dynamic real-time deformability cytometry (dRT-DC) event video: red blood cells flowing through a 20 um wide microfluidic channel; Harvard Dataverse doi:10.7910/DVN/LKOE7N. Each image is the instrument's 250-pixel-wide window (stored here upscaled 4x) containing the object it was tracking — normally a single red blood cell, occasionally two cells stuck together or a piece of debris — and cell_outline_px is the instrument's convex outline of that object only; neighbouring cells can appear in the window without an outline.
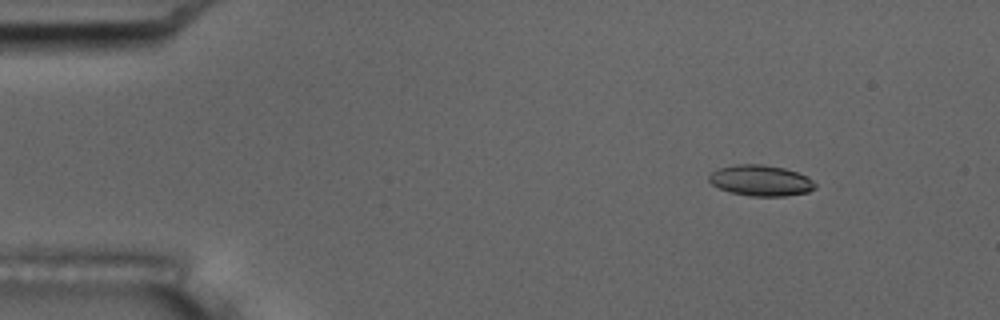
{"species": "common noctule bat (a hibernating species)", "species_latin": "Nyctalus noctula", "temperature_condition": "room temperature", "stored_images_in_passage": 4, "camera_frame_rate_fps": 3000, "um_per_image_px": 0.085, "animal": {"sex": "male", "body_mass_g": 17.5, "forearm_length_mm": 52.3}, "frame": {"image": 1, "passage_image": 1, "time_ms": 0.0, "image_size_px": [1000, 320], "cell_outline_px": [[816, 188], [808, 192], [784, 196], [752, 196], [732, 192], [720, 188], [712, 184], [708, 180], [708, 176], [716, 168], [736, 164], [760, 164], [784, 168], [808, 176], [816, 184]], "centroid_in_image_um": [64.66, 15.33], "position_along_channel_um": 20.3, "area_um2": 19.07}}